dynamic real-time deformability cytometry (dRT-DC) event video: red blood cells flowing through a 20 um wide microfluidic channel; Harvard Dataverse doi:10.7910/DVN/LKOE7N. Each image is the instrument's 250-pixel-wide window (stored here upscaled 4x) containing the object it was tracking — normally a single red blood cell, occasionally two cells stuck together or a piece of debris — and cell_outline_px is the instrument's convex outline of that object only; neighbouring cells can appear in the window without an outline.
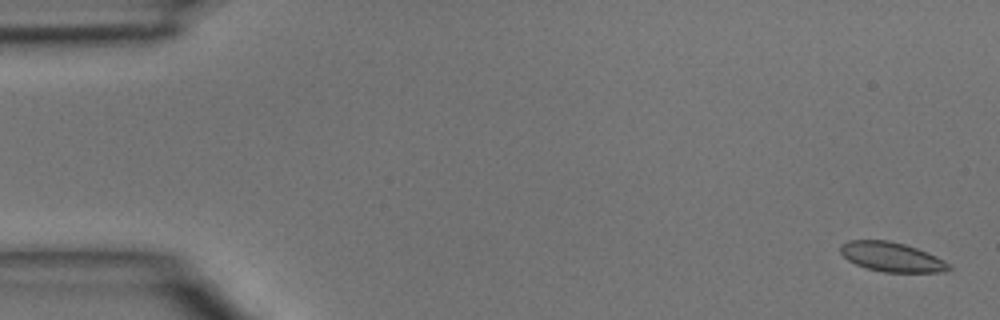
{"species": "common noctule bat (a hibernating species)", "species_latin": "Nyctalus noctula", "temperature_condition": "room temperature", "stored_images_in_passage": 5, "camera_frame_rate_fps": 3000, "um_per_image_px": 0.085, "animal": {"sex": "male", "body_mass_g": 15.6}, "frame": {"image": 1, "passage_image": 1, "time_ms": 0.0, "image_size_px": [1000, 320], "cell_outline_px": [[952, 268], [940, 272], [884, 272], [864, 268], [848, 260], [840, 252], [840, 244], [848, 240], [888, 240], [904, 244], [916, 248], [936, 256], [944, 260]], "centroid_in_image_um": [75.75, 21.84], "position_along_channel_um": 9.2, "area_um2": 18.55}}